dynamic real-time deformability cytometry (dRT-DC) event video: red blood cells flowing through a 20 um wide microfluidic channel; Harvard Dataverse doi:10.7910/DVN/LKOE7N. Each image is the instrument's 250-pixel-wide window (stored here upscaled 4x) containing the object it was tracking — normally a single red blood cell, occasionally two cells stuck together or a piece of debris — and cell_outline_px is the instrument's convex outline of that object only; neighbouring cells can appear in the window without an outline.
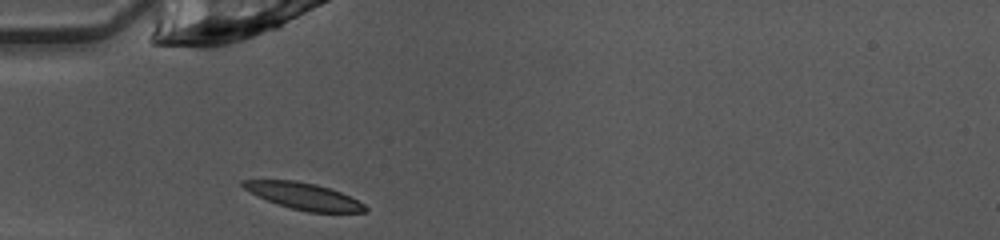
{"species": "common noctule bat (a hibernating species)", "species_latin": "Nyctalus noctula", "temperature_condition": "warm", "stored_images_in_passage": 35, "camera_frame_rate_fps": 3000, "um_per_image_px": 0.085, "animal": {"sex": "female", "body_mass_g": 10.0, "forearm_length_mm": 53.1}, "frame": {"image": 1, "passage_image": 1, "time_ms": 0.0, "image_size_px": [1000, 240], "cell_outline_px": [[368, 212], [308, 212], [292, 208], [268, 200], [244, 188], [240, 184], [240, 180], [296, 180], [316, 184], [340, 192], [364, 204], [368, 208]], "centroid_in_image_um": [25.84, 16.66], "position_along_channel_um": 59.2, "area_um2": 18.55}}
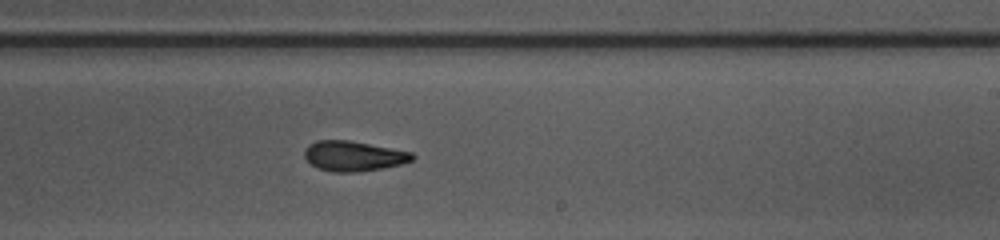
{"frame": {"image": 2, "passage_image": 16, "time_ms": 5.0, "image_size_px": [1000, 240], "cell_outline_px": [[416, 156], [412, 160], [400, 164], [380, 168], [356, 172], [332, 172], [316, 168], [304, 156], [304, 152], [308, 144], [316, 140], [348, 140], [412, 152]], "centroid_in_image_um": [30.02, 13.26], "position_along_channel_um": 259.0, "area_um2": 18.79}}
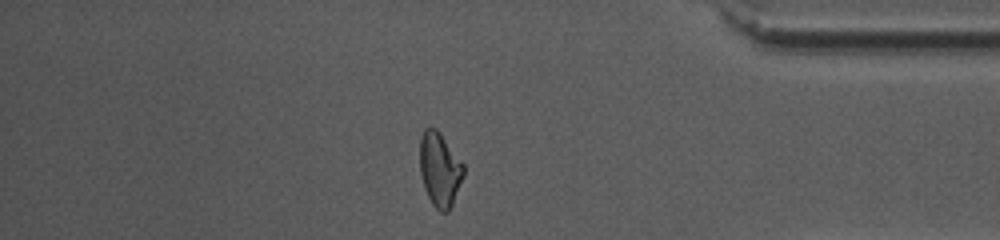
{"frame": {"image": 3, "passage_image": 28, "time_ms": 9.0, "image_size_px": [1000, 240], "cell_outline_px": [[464, 176], [452, 204], [448, 212], [440, 212], [432, 204], [424, 188], [420, 172], [420, 136], [424, 128], [436, 128], [440, 132], [464, 164]], "centroid_in_image_um": [37.38, 14.39], "position_along_channel_um": 397.8, "area_um2": 18.96}, "authors_computed_cell_mechanics": {"area_um2": 18.9584, "velocity_mm_per_s": 4.0703, "shape_relaxation_time_tau1_ms": 3.6456, "shape_relaxation_time_tau2_ms": 3.8489, "deformation_change_tau1": 0.1588, "deformation_change_tau2": 0.1353}}